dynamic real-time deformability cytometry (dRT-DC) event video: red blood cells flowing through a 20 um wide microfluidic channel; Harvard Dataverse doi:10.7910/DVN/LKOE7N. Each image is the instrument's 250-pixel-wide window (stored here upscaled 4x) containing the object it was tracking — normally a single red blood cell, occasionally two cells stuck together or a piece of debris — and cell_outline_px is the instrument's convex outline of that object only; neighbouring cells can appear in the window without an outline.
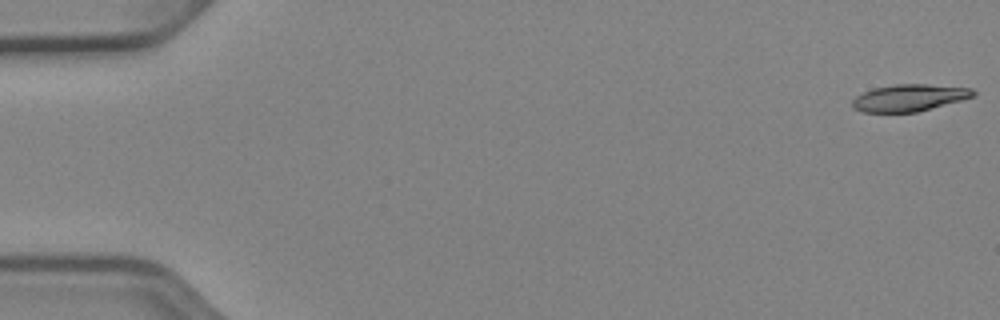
{"species": "Egyptian fruit bat (a non-hibernating species)", "species_latin": "Rousettus aegyptiacus", "temperature_condition": "cold", "stored_images_in_passage": 14, "camera_frame_rate_fps": 3000, "um_per_image_px": 0.085, "animal": {"sex": "female"}, "frame": {"image": 1, "passage_image": 1, "time_ms": 0.0, "image_size_px": [1000, 320], "cell_outline_px": [[976, 96], [916, 112], [864, 112], [852, 108], [852, 100], [856, 96], [872, 88], [896, 84], [928, 84], [972, 88], [976, 92]], "centroid_in_image_um": [77.29, 8.3], "position_along_channel_um": 7.7, "area_um2": 18.96}}
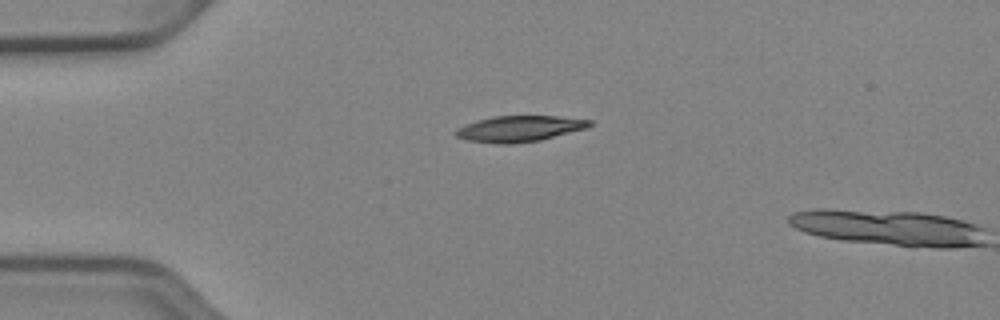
{"frame": {"image": 2, "passage_image": 13, "time_ms": 4.0, "image_size_px": [1000, 320], "cell_outline_px": [[592, 124], [588, 128], [540, 140], [512, 144], [496, 144], [468, 140], [456, 136], [452, 132], [456, 128], [476, 120], [492, 116], [556, 116], [592, 120]], "centroid_in_image_um": [44.13, 10.94], "position_along_channel_um": 40.9, "area_um2": 20.4}}